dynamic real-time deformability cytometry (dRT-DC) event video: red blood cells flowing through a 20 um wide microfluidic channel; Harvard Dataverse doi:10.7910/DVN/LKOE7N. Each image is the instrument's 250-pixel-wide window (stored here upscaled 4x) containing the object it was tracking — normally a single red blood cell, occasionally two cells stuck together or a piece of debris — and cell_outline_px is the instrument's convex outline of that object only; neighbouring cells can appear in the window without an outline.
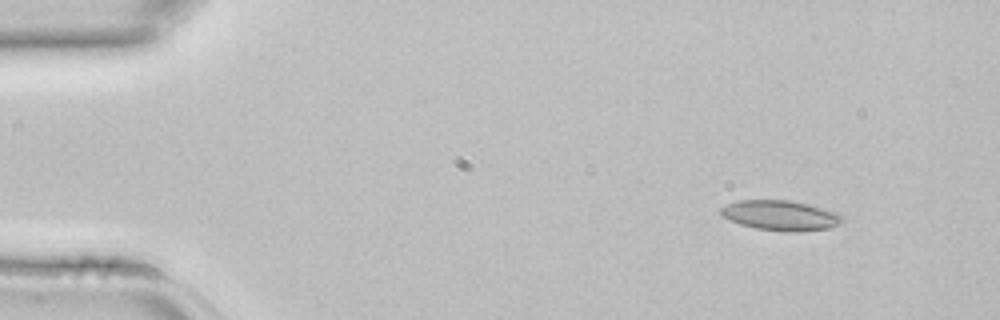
{"species": "common noctule bat (a hibernating species)", "species_latin": "Nyctalus noctula", "temperature_condition": "room temperature", "stored_images_in_passage": 3, "camera_frame_rate_fps": 3000, "um_per_image_px": 0.085, "animal": {"sex": "female", "body_mass_g": 22.7, "forearm_length_mm": 54.2}, "frame": {"image": 1, "passage_image": 1, "time_ms": 0.0, "image_size_px": [1000, 320], "cell_outline_px": [[844, 220], [828, 228], [800, 232], [788, 232], [756, 228], [740, 224], [728, 220], [720, 216], [720, 208], [736, 200], [788, 200], [808, 204], [836, 212]], "centroid_in_image_um": [66.28, 18.31], "position_along_channel_um": 18.7, "area_um2": 21.21}}
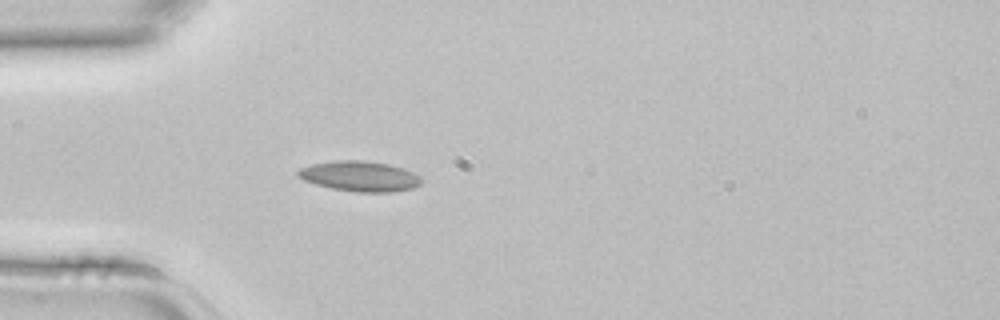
{"frame": {"image": 2, "passage_image": 3, "time_ms": 0.667, "image_size_px": [1000, 320], "cell_outline_px": [[420, 184], [412, 188], [392, 192], [356, 192], [332, 188], [316, 184], [304, 180], [296, 176], [296, 172], [300, 168], [312, 164], [336, 160], [364, 160], [388, 164], [412, 172], [420, 176]], "centroid_in_image_um": [30.54, 14.98], "position_along_channel_um": 54.5, "area_um2": 21.62}}